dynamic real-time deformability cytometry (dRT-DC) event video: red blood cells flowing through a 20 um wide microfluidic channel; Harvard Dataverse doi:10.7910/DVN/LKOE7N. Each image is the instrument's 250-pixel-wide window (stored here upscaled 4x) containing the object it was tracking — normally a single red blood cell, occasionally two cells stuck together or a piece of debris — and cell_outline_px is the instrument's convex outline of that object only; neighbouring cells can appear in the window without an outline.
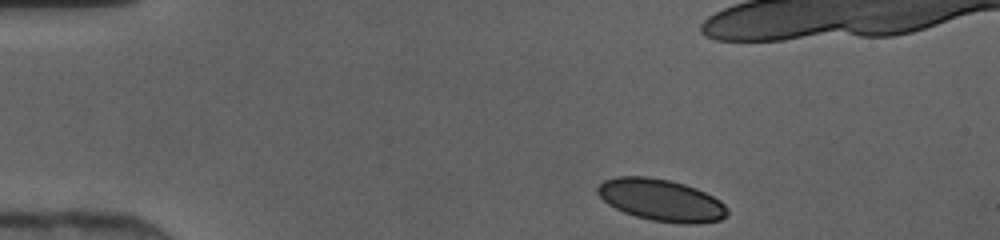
{"species": "human", "species_latin": "Homo sapiens", "temperature_condition": "cold", "stored_images_in_passage": 39, "camera_frame_rate_fps": 3000, "um_per_image_px": 0.085, "donor": {"sex": "female"}, "frame": {"image": 1, "passage_image": 1, "time_ms": 0.0, "image_size_px": [1000, 240], "cell_outline_px": [[728, 216], [720, 220], [696, 224], [684, 224], [652, 220], [636, 216], [624, 212], [608, 204], [596, 192], [596, 188], [604, 180], [616, 176], [648, 176], [668, 180], [684, 184], [696, 188], [720, 200], [728, 208]], "centroid_in_image_um": [56.22, 17.01], "position_along_channel_um": 28.8, "area_um2": 31.73}}
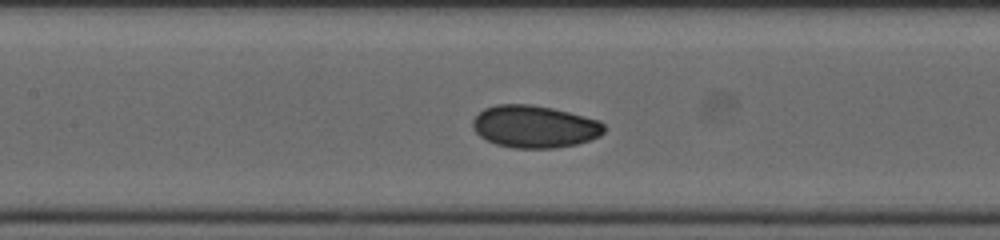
{"frame": {"image": 2, "passage_image": 15, "time_ms": 4.667, "image_size_px": [1000, 240], "cell_outline_px": [[604, 132], [600, 136], [576, 144], [556, 148], [512, 148], [496, 144], [480, 136], [472, 128], [472, 120], [484, 108], [496, 104], [532, 104], [552, 108], [600, 120], [604, 124]], "centroid_in_image_um": [45.43, 10.75], "position_along_channel_um": 162.0, "area_um2": 32.48}}
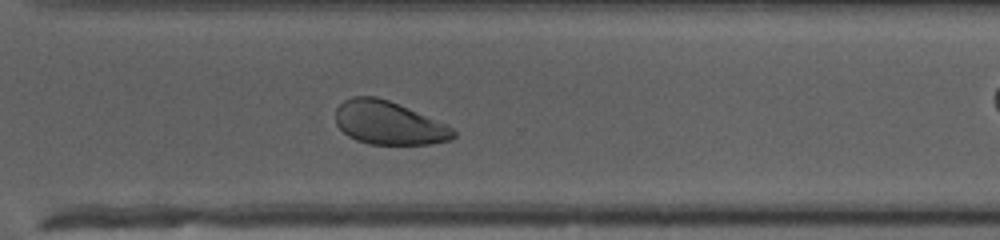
{"frame": {"image": 3, "passage_image": 27, "time_ms": 8.667, "image_size_px": [1000, 240], "cell_outline_px": [[456, 136], [452, 140], [432, 144], [368, 144], [356, 140], [348, 136], [336, 124], [336, 108], [344, 100], [352, 96], [376, 96], [388, 100], [408, 108], [444, 124], [452, 128], [456, 132]], "centroid_in_image_um": [33.02, 10.46], "position_along_channel_um": 337.6, "area_um2": 29.59}}